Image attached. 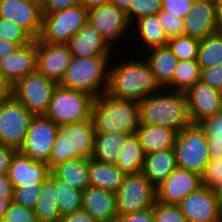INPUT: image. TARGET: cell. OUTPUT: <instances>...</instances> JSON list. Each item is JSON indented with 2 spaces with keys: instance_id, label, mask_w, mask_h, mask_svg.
<instances>
[{
  "instance_id": "obj_5",
  "label": "cell",
  "mask_w": 222,
  "mask_h": 222,
  "mask_svg": "<svg viewBox=\"0 0 222 222\" xmlns=\"http://www.w3.org/2000/svg\"><path fill=\"white\" fill-rule=\"evenodd\" d=\"M111 56L72 57L59 83L61 86L88 93L94 98L107 92Z\"/></svg>"
},
{
  "instance_id": "obj_35",
  "label": "cell",
  "mask_w": 222,
  "mask_h": 222,
  "mask_svg": "<svg viewBox=\"0 0 222 222\" xmlns=\"http://www.w3.org/2000/svg\"><path fill=\"white\" fill-rule=\"evenodd\" d=\"M49 178L57 189L58 206L61 216L82 210V192L67 182L57 179L51 172Z\"/></svg>"
},
{
  "instance_id": "obj_52",
  "label": "cell",
  "mask_w": 222,
  "mask_h": 222,
  "mask_svg": "<svg viewBox=\"0 0 222 222\" xmlns=\"http://www.w3.org/2000/svg\"><path fill=\"white\" fill-rule=\"evenodd\" d=\"M0 196H13V187L7 175L0 174Z\"/></svg>"
},
{
  "instance_id": "obj_55",
  "label": "cell",
  "mask_w": 222,
  "mask_h": 222,
  "mask_svg": "<svg viewBox=\"0 0 222 222\" xmlns=\"http://www.w3.org/2000/svg\"><path fill=\"white\" fill-rule=\"evenodd\" d=\"M213 193L215 195V198L218 201V204L220 206V208L222 209V180L216 184L213 188Z\"/></svg>"
},
{
  "instance_id": "obj_11",
  "label": "cell",
  "mask_w": 222,
  "mask_h": 222,
  "mask_svg": "<svg viewBox=\"0 0 222 222\" xmlns=\"http://www.w3.org/2000/svg\"><path fill=\"white\" fill-rule=\"evenodd\" d=\"M115 196L118 215L139 212L153 207L156 201V188L140 172L126 175Z\"/></svg>"
},
{
  "instance_id": "obj_21",
  "label": "cell",
  "mask_w": 222,
  "mask_h": 222,
  "mask_svg": "<svg viewBox=\"0 0 222 222\" xmlns=\"http://www.w3.org/2000/svg\"><path fill=\"white\" fill-rule=\"evenodd\" d=\"M49 175L47 163L33 161L19 150L12 157L7 174L13 188L43 183Z\"/></svg>"
},
{
  "instance_id": "obj_15",
  "label": "cell",
  "mask_w": 222,
  "mask_h": 222,
  "mask_svg": "<svg viewBox=\"0 0 222 222\" xmlns=\"http://www.w3.org/2000/svg\"><path fill=\"white\" fill-rule=\"evenodd\" d=\"M36 61L37 39L0 59V82L9 89L19 79L36 71Z\"/></svg>"
},
{
  "instance_id": "obj_25",
  "label": "cell",
  "mask_w": 222,
  "mask_h": 222,
  "mask_svg": "<svg viewBox=\"0 0 222 222\" xmlns=\"http://www.w3.org/2000/svg\"><path fill=\"white\" fill-rule=\"evenodd\" d=\"M174 149L145 154L142 173L157 188L176 168Z\"/></svg>"
},
{
  "instance_id": "obj_2",
  "label": "cell",
  "mask_w": 222,
  "mask_h": 222,
  "mask_svg": "<svg viewBox=\"0 0 222 222\" xmlns=\"http://www.w3.org/2000/svg\"><path fill=\"white\" fill-rule=\"evenodd\" d=\"M167 91L170 92L165 93V88H161L138 102L140 124L169 127L180 132L192 124L187 97L185 92Z\"/></svg>"
},
{
  "instance_id": "obj_46",
  "label": "cell",
  "mask_w": 222,
  "mask_h": 222,
  "mask_svg": "<svg viewBox=\"0 0 222 222\" xmlns=\"http://www.w3.org/2000/svg\"><path fill=\"white\" fill-rule=\"evenodd\" d=\"M200 70V81L222 93V64Z\"/></svg>"
},
{
  "instance_id": "obj_43",
  "label": "cell",
  "mask_w": 222,
  "mask_h": 222,
  "mask_svg": "<svg viewBox=\"0 0 222 222\" xmlns=\"http://www.w3.org/2000/svg\"><path fill=\"white\" fill-rule=\"evenodd\" d=\"M157 15L168 38L183 35L184 19L173 16L170 12L162 9Z\"/></svg>"
},
{
  "instance_id": "obj_59",
  "label": "cell",
  "mask_w": 222,
  "mask_h": 222,
  "mask_svg": "<svg viewBox=\"0 0 222 222\" xmlns=\"http://www.w3.org/2000/svg\"><path fill=\"white\" fill-rule=\"evenodd\" d=\"M24 1L33 2V3H40V0H24Z\"/></svg>"
},
{
  "instance_id": "obj_48",
  "label": "cell",
  "mask_w": 222,
  "mask_h": 222,
  "mask_svg": "<svg viewBox=\"0 0 222 222\" xmlns=\"http://www.w3.org/2000/svg\"><path fill=\"white\" fill-rule=\"evenodd\" d=\"M115 222H154L153 207L139 212L118 215Z\"/></svg>"
},
{
  "instance_id": "obj_39",
  "label": "cell",
  "mask_w": 222,
  "mask_h": 222,
  "mask_svg": "<svg viewBox=\"0 0 222 222\" xmlns=\"http://www.w3.org/2000/svg\"><path fill=\"white\" fill-rule=\"evenodd\" d=\"M161 11V0H133L126 12L128 22L133 23L140 18L157 15Z\"/></svg>"
},
{
  "instance_id": "obj_50",
  "label": "cell",
  "mask_w": 222,
  "mask_h": 222,
  "mask_svg": "<svg viewBox=\"0 0 222 222\" xmlns=\"http://www.w3.org/2000/svg\"><path fill=\"white\" fill-rule=\"evenodd\" d=\"M60 222H97L87 212L80 210L61 216Z\"/></svg>"
},
{
  "instance_id": "obj_14",
  "label": "cell",
  "mask_w": 222,
  "mask_h": 222,
  "mask_svg": "<svg viewBox=\"0 0 222 222\" xmlns=\"http://www.w3.org/2000/svg\"><path fill=\"white\" fill-rule=\"evenodd\" d=\"M187 222H219L222 209L210 187L202 185L178 204Z\"/></svg>"
},
{
  "instance_id": "obj_36",
  "label": "cell",
  "mask_w": 222,
  "mask_h": 222,
  "mask_svg": "<svg viewBox=\"0 0 222 222\" xmlns=\"http://www.w3.org/2000/svg\"><path fill=\"white\" fill-rule=\"evenodd\" d=\"M208 138L209 160L222 158V115L217 114L200 123Z\"/></svg>"
},
{
  "instance_id": "obj_47",
  "label": "cell",
  "mask_w": 222,
  "mask_h": 222,
  "mask_svg": "<svg viewBox=\"0 0 222 222\" xmlns=\"http://www.w3.org/2000/svg\"><path fill=\"white\" fill-rule=\"evenodd\" d=\"M79 4V0H40L42 13L65 10Z\"/></svg>"
},
{
  "instance_id": "obj_17",
  "label": "cell",
  "mask_w": 222,
  "mask_h": 222,
  "mask_svg": "<svg viewBox=\"0 0 222 222\" xmlns=\"http://www.w3.org/2000/svg\"><path fill=\"white\" fill-rule=\"evenodd\" d=\"M71 59L68 44H51L37 39L36 70L48 79L59 84Z\"/></svg>"
},
{
  "instance_id": "obj_9",
  "label": "cell",
  "mask_w": 222,
  "mask_h": 222,
  "mask_svg": "<svg viewBox=\"0 0 222 222\" xmlns=\"http://www.w3.org/2000/svg\"><path fill=\"white\" fill-rule=\"evenodd\" d=\"M33 116L24 104L7 92L0 99V144L19 150Z\"/></svg>"
},
{
  "instance_id": "obj_26",
  "label": "cell",
  "mask_w": 222,
  "mask_h": 222,
  "mask_svg": "<svg viewBox=\"0 0 222 222\" xmlns=\"http://www.w3.org/2000/svg\"><path fill=\"white\" fill-rule=\"evenodd\" d=\"M88 175L90 186L114 194L120 188L126 176L115 164L103 163L93 158L88 159Z\"/></svg>"
},
{
  "instance_id": "obj_1",
  "label": "cell",
  "mask_w": 222,
  "mask_h": 222,
  "mask_svg": "<svg viewBox=\"0 0 222 222\" xmlns=\"http://www.w3.org/2000/svg\"><path fill=\"white\" fill-rule=\"evenodd\" d=\"M129 61L110 65L107 94L117 99L140 101L161 89L145 60L130 58Z\"/></svg>"
},
{
  "instance_id": "obj_45",
  "label": "cell",
  "mask_w": 222,
  "mask_h": 222,
  "mask_svg": "<svg viewBox=\"0 0 222 222\" xmlns=\"http://www.w3.org/2000/svg\"><path fill=\"white\" fill-rule=\"evenodd\" d=\"M193 3L194 0H161V9L184 19L189 15Z\"/></svg>"
},
{
  "instance_id": "obj_44",
  "label": "cell",
  "mask_w": 222,
  "mask_h": 222,
  "mask_svg": "<svg viewBox=\"0 0 222 222\" xmlns=\"http://www.w3.org/2000/svg\"><path fill=\"white\" fill-rule=\"evenodd\" d=\"M202 185L211 189L222 180V158L209 160L201 175Z\"/></svg>"
},
{
  "instance_id": "obj_13",
  "label": "cell",
  "mask_w": 222,
  "mask_h": 222,
  "mask_svg": "<svg viewBox=\"0 0 222 222\" xmlns=\"http://www.w3.org/2000/svg\"><path fill=\"white\" fill-rule=\"evenodd\" d=\"M87 21L101 34V37L113 49L115 42L121 40L129 27L126 12L119 9L112 2L98 8L88 10ZM123 35V36H122Z\"/></svg>"
},
{
  "instance_id": "obj_29",
  "label": "cell",
  "mask_w": 222,
  "mask_h": 222,
  "mask_svg": "<svg viewBox=\"0 0 222 222\" xmlns=\"http://www.w3.org/2000/svg\"><path fill=\"white\" fill-rule=\"evenodd\" d=\"M144 160L145 153L137 135H127L115 165L125 175H131L142 172Z\"/></svg>"
},
{
  "instance_id": "obj_7",
  "label": "cell",
  "mask_w": 222,
  "mask_h": 222,
  "mask_svg": "<svg viewBox=\"0 0 222 222\" xmlns=\"http://www.w3.org/2000/svg\"><path fill=\"white\" fill-rule=\"evenodd\" d=\"M176 166L202 175L209 161L208 138L200 124L182 129L174 145Z\"/></svg>"
},
{
  "instance_id": "obj_6",
  "label": "cell",
  "mask_w": 222,
  "mask_h": 222,
  "mask_svg": "<svg viewBox=\"0 0 222 222\" xmlns=\"http://www.w3.org/2000/svg\"><path fill=\"white\" fill-rule=\"evenodd\" d=\"M94 97L86 92L73 90L57 84L46 116L58 126L91 119Z\"/></svg>"
},
{
  "instance_id": "obj_34",
  "label": "cell",
  "mask_w": 222,
  "mask_h": 222,
  "mask_svg": "<svg viewBox=\"0 0 222 222\" xmlns=\"http://www.w3.org/2000/svg\"><path fill=\"white\" fill-rule=\"evenodd\" d=\"M197 61L200 69L222 64V34L215 32L200 40Z\"/></svg>"
},
{
  "instance_id": "obj_16",
  "label": "cell",
  "mask_w": 222,
  "mask_h": 222,
  "mask_svg": "<svg viewBox=\"0 0 222 222\" xmlns=\"http://www.w3.org/2000/svg\"><path fill=\"white\" fill-rule=\"evenodd\" d=\"M185 95L192 124H200L220 113L222 93L204 82L199 80L185 92Z\"/></svg>"
},
{
  "instance_id": "obj_3",
  "label": "cell",
  "mask_w": 222,
  "mask_h": 222,
  "mask_svg": "<svg viewBox=\"0 0 222 222\" xmlns=\"http://www.w3.org/2000/svg\"><path fill=\"white\" fill-rule=\"evenodd\" d=\"M91 120L95 132L135 134L140 125L138 101L117 99L104 93L94 98Z\"/></svg>"
},
{
  "instance_id": "obj_54",
  "label": "cell",
  "mask_w": 222,
  "mask_h": 222,
  "mask_svg": "<svg viewBox=\"0 0 222 222\" xmlns=\"http://www.w3.org/2000/svg\"><path fill=\"white\" fill-rule=\"evenodd\" d=\"M13 196H0V222L4 218L10 203L13 201Z\"/></svg>"
},
{
  "instance_id": "obj_4",
  "label": "cell",
  "mask_w": 222,
  "mask_h": 222,
  "mask_svg": "<svg viewBox=\"0 0 222 222\" xmlns=\"http://www.w3.org/2000/svg\"><path fill=\"white\" fill-rule=\"evenodd\" d=\"M95 129L91 119L59 125L56 140L52 145L49 169L70 159L92 158L94 152Z\"/></svg>"
},
{
  "instance_id": "obj_31",
  "label": "cell",
  "mask_w": 222,
  "mask_h": 222,
  "mask_svg": "<svg viewBox=\"0 0 222 222\" xmlns=\"http://www.w3.org/2000/svg\"><path fill=\"white\" fill-rule=\"evenodd\" d=\"M34 212L38 222H60L57 189L49 177L42 184Z\"/></svg>"
},
{
  "instance_id": "obj_58",
  "label": "cell",
  "mask_w": 222,
  "mask_h": 222,
  "mask_svg": "<svg viewBox=\"0 0 222 222\" xmlns=\"http://www.w3.org/2000/svg\"><path fill=\"white\" fill-rule=\"evenodd\" d=\"M8 92V89L0 82V99Z\"/></svg>"
},
{
  "instance_id": "obj_32",
  "label": "cell",
  "mask_w": 222,
  "mask_h": 222,
  "mask_svg": "<svg viewBox=\"0 0 222 222\" xmlns=\"http://www.w3.org/2000/svg\"><path fill=\"white\" fill-rule=\"evenodd\" d=\"M132 27L137 29V38L143 43V47H147L146 49L167 45L169 38L159 21L158 15L140 18L133 23L131 30H133Z\"/></svg>"
},
{
  "instance_id": "obj_10",
  "label": "cell",
  "mask_w": 222,
  "mask_h": 222,
  "mask_svg": "<svg viewBox=\"0 0 222 222\" xmlns=\"http://www.w3.org/2000/svg\"><path fill=\"white\" fill-rule=\"evenodd\" d=\"M57 83L37 70L19 79L8 89L33 115H45Z\"/></svg>"
},
{
  "instance_id": "obj_60",
  "label": "cell",
  "mask_w": 222,
  "mask_h": 222,
  "mask_svg": "<svg viewBox=\"0 0 222 222\" xmlns=\"http://www.w3.org/2000/svg\"><path fill=\"white\" fill-rule=\"evenodd\" d=\"M220 115H222V104H221V110H220V113H219Z\"/></svg>"
},
{
  "instance_id": "obj_30",
  "label": "cell",
  "mask_w": 222,
  "mask_h": 222,
  "mask_svg": "<svg viewBox=\"0 0 222 222\" xmlns=\"http://www.w3.org/2000/svg\"><path fill=\"white\" fill-rule=\"evenodd\" d=\"M126 136L127 134L117 132H96L92 158L103 163L116 164Z\"/></svg>"
},
{
  "instance_id": "obj_27",
  "label": "cell",
  "mask_w": 222,
  "mask_h": 222,
  "mask_svg": "<svg viewBox=\"0 0 222 222\" xmlns=\"http://www.w3.org/2000/svg\"><path fill=\"white\" fill-rule=\"evenodd\" d=\"M150 50V52H149ZM146 50L147 54H150L145 59L157 83L161 88H165L172 80L177 65V57L173 54L168 45L155 47Z\"/></svg>"
},
{
  "instance_id": "obj_8",
  "label": "cell",
  "mask_w": 222,
  "mask_h": 222,
  "mask_svg": "<svg viewBox=\"0 0 222 222\" xmlns=\"http://www.w3.org/2000/svg\"><path fill=\"white\" fill-rule=\"evenodd\" d=\"M38 40L51 44H67L87 22L88 10L82 5L52 13H42Z\"/></svg>"
},
{
  "instance_id": "obj_42",
  "label": "cell",
  "mask_w": 222,
  "mask_h": 222,
  "mask_svg": "<svg viewBox=\"0 0 222 222\" xmlns=\"http://www.w3.org/2000/svg\"><path fill=\"white\" fill-rule=\"evenodd\" d=\"M1 222H38L34 210L12 201Z\"/></svg>"
},
{
  "instance_id": "obj_53",
  "label": "cell",
  "mask_w": 222,
  "mask_h": 222,
  "mask_svg": "<svg viewBox=\"0 0 222 222\" xmlns=\"http://www.w3.org/2000/svg\"><path fill=\"white\" fill-rule=\"evenodd\" d=\"M109 2H111V0H79V3L82 4L87 10L98 8Z\"/></svg>"
},
{
  "instance_id": "obj_57",
  "label": "cell",
  "mask_w": 222,
  "mask_h": 222,
  "mask_svg": "<svg viewBox=\"0 0 222 222\" xmlns=\"http://www.w3.org/2000/svg\"><path fill=\"white\" fill-rule=\"evenodd\" d=\"M219 34H222V0L218 4V15H217V30Z\"/></svg>"
},
{
  "instance_id": "obj_49",
  "label": "cell",
  "mask_w": 222,
  "mask_h": 222,
  "mask_svg": "<svg viewBox=\"0 0 222 222\" xmlns=\"http://www.w3.org/2000/svg\"><path fill=\"white\" fill-rule=\"evenodd\" d=\"M16 148L0 144V174L7 175Z\"/></svg>"
},
{
  "instance_id": "obj_28",
  "label": "cell",
  "mask_w": 222,
  "mask_h": 222,
  "mask_svg": "<svg viewBox=\"0 0 222 222\" xmlns=\"http://www.w3.org/2000/svg\"><path fill=\"white\" fill-rule=\"evenodd\" d=\"M50 172L73 188L83 192L89 185L88 159L75 158L54 166Z\"/></svg>"
},
{
  "instance_id": "obj_33",
  "label": "cell",
  "mask_w": 222,
  "mask_h": 222,
  "mask_svg": "<svg viewBox=\"0 0 222 222\" xmlns=\"http://www.w3.org/2000/svg\"><path fill=\"white\" fill-rule=\"evenodd\" d=\"M200 67L197 59L178 60L175 67L173 80L165 87L174 91L186 92L200 80Z\"/></svg>"
},
{
  "instance_id": "obj_51",
  "label": "cell",
  "mask_w": 222,
  "mask_h": 222,
  "mask_svg": "<svg viewBox=\"0 0 222 222\" xmlns=\"http://www.w3.org/2000/svg\"><path fill=\"white\" fill-rule=\"evenodd\" d=\"M20 46L0 38V59L14 53Z\"/></svg>"
},
{
  "instance_id": "obj_41",
  "label": "cell",
  "mask_w": 222,
  "mask_h": 222,
  "mask_svg": "<svg viewBox=\"0 0 222 222\" xmlns=\"http://www.w3.org/2000/svg\"><path fill=\"white\" fill-rule=\"evenodd\" d=\"M43 183L13 188V201L26 208L34 210Z\"/></svg>"
},
{
  "instance_id": "obj_20",
  "label": "cell",
  "mask_w": 222,
  "mask_h": 222,
  "mask_svg": "<svg viewBox=\"0 0 222 222\" xmlns=\"http://www.w3.org/2000/svg\"><path fill=\"white\" fill-rule=\"evenodd\" d=\"M42 15L40 3L24 0H0V17L20 25L35 39L41 32Z\"/></svg>"
},
{
  "instance_id": "obj_40",
  "label": "cell",
  "mask_w": 222,
  "mask_h": 222,
  "mask_svg": "<svg viewBox=\"0 0 222 222\" xmlns=\"http://www.w3.org/2000/svg\"><path fill=\"white\" fill-rule=\"evenodd\" d=\"M154 222H187L178 205L155 201L153 205Z\"/></svg>"
},
{
  "instance_id": "obj_12",
  "label": "cell",
  "mask_w": 222,
  "mask_h": 222,
  "mask_svg": "<svg viewBox=\"0 0 222 222\" xmlns=\"http://www.w3.org/2000/svg\"><path fill=\"white\" fill-rule=\"evenodd\" d=\"M58 125L46 115H34L19 151L31 160L48 164Z\"/></svg>"
},
{
  "instance_id": "obj_23",
  "label": "cell",
  "mask_w": 222,
  "mask_h": 222,
  "mask_svg": "<svg viewBox=\"0 0 222 222\" xmlns=\"http://www.w3.org/2000/svg\"><path fill=\"white\" fill-rule=\"evenodd\" d=\"M82 210L97 222H115L118 216L116 196L112 192L89 185L82 192Z\"/></svg>"
},
{
  "instance_id": "obj_19",
  "label": "cell",
  "mask_w": 222,
  "mask_h": 222,
  "mask_svg": "<svg viewBox=\"0 0 222 222\" xmlns=\"http://www.w3.org/2000/svg\"><path fill=\"white\" fill-rule=\"evenodd\" d=\"M220 0H194L189 15L184 18L183 35L204 39L217 30Z\"/></svg>"
},
{
  "instance_id": "obj_18",
  "label": "cell",
  "mask_w": 222,
  "mask_h": 222,
  "mask_svg": "<svg viewBox=\"0 0 222 222\" xmlns=\"http://www.w3.org/2000/svg\"><path fill=\"white\" fill-rule=\"evenodd\" d=\"M202 186L201 175L176 167L168 178L156 188V200L178 205L188 194Z\"/></svg>"
},
{
  "instance_id": "obj_38",
  "label": "cell",
  "mask_w": 222,
  "mask_h": 222,
  "mask_svg": "<svg viewBox=\"0 0 222 222\" xmlns=\"http://www.w3.org/2000/svg\"><path fill=\"white\" fill-rule=\"evenodd\" d=\"M0 38L18 44L20 47L26 46L35 40L26 29L2 17H0Z\"/></svg>"
},
{
  "instance_id": "obj_56",
  "label": "cell",
  "mask_w": 222,
  "mask_h": 222,
  "mask_svg": "<svg viewBox=\"0 0 222 222\" xmlns=\"http://www.w3.org/2000/svg\"><path fill=\"white\" fill-rule=\"evenodd\" d=\"M131 1L133 0H111L115 6L122 9L124 12L128 11Z\"/></svg>"
},
{
  "instance_id": "obj_22",
  "label": "cell",
  "mask_w": 222,
  "mask_h": 222,
  "mask_svg": "<svg viewBox=\"0 0 222 222\" xmlns=\"http://www.w3.org/2000/svg\"><path fill=\"white\" fill-rule=\"evenodd\" d=\"M72 57L112 56L113 50L87 21L67 43Z\"/></svg>"
},
{
  "instance_id": "obj_37",
  "label": "cell",
  "mask_w": 222,
  "mask_h": 222,
  "mask_svg": "<svg viewBox=\"0 0 222 222\" xmlns=\"http://www.w3.org/2000/svg\"><path fill=\"white\" fill-rule=\"evenodd\" d=\"M200 39L186 35L169 38L167 45L177 60H194L198 58Z\"/></svg>"
},
{
  "instance_id": "obj_24",
  "label": "cell",
  "mask_w": 222,
  "mask_h": 222,
  "mask_svg": "<svg viewBox=\"0 0 222 222\" xmlns=\"http://www.w3.org/2000/svg\"><path fill=\"white\" fill-rule=\"evenodd\" d=\"M178 131L169 127L140 124L136 135L145 154L174 149Z\"/></svg>"
}]
</instances>
